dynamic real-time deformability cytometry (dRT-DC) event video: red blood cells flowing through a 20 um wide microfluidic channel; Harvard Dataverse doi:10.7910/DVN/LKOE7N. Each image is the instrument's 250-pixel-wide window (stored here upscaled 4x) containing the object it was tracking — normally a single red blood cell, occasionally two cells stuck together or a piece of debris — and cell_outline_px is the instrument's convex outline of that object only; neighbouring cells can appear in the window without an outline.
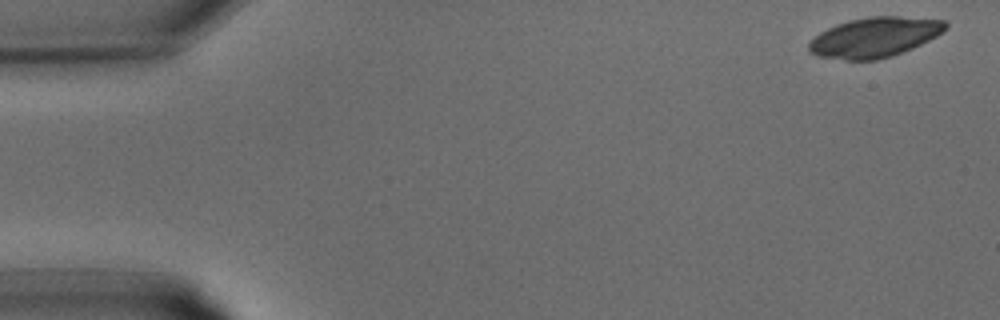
{"species": "common noctule bat (a hibernating species)", "species_latin": "Nyctalus noctula", "temperature_condition": "warm", "stored_images_in_passage": 32, "camera_frame_rate_fps": 3000, "um_per_image_px": 0.085, "animal": {"sex": "male", "body_mass_g": 15.6}, "frame": {"image": 1, "passage_image": 1, "time_ms": 0.0, "image_size_px": [1000, 320], "cell_outline_px": [[948, 28], [936, 36], [912, 48], [892, 56], [876, 60], [844, 60], [816, 56], [808, 52], [808, 44], [820, 32], [836, 24], [848, 20], [868, 16], [900, 16], [944, 20], [948, 24]], "centroid_in_image_um": [74.32, 3.17], "position_along_channel_um": 10.7, "area_um2": 31.91}}